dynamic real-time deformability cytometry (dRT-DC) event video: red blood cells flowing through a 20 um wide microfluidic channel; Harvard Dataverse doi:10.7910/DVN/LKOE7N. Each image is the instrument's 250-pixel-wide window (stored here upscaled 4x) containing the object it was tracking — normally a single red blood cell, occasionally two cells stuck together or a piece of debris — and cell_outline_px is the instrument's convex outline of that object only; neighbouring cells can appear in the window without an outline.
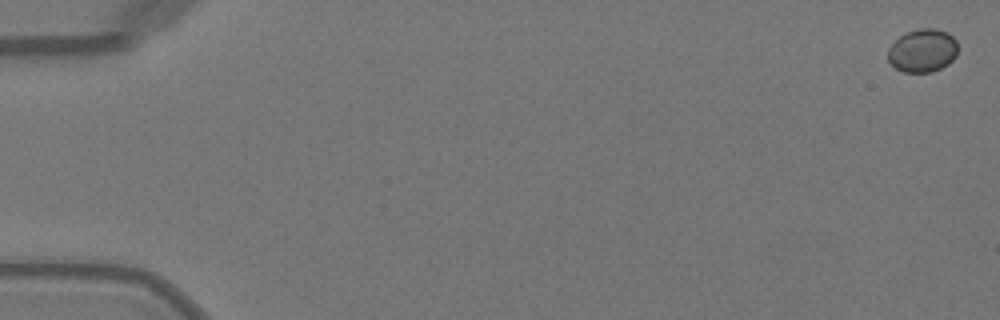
{"species": "Egyptian fruit bat (a non-hibernating species)", "species_latin": "Rousettus aegyptiacus", "temperature_condition": "warm", "stored_images_in_passage": 10, "camera_frame_rate_fps": 3000, "um_per_image_px": 0.085, "animal": {"sex": "female"}, "frame": {"image": 1, "passage_image": 1, "time_ms": 0.0, "image_size_px": [1000, 320], "cell_outline_px": [[956, 56], [948, 64], [932, 72], [904, 72], [896, 68], [888, 60], [888, 48], [900, 36], [908, 32], [920, 28], [932, 28], [948, 32], [956, 40]], "centroid_in_image_um": [78.42, 4.3], "position_along_channel_um": 6.6, "area_um2": 17.46}}